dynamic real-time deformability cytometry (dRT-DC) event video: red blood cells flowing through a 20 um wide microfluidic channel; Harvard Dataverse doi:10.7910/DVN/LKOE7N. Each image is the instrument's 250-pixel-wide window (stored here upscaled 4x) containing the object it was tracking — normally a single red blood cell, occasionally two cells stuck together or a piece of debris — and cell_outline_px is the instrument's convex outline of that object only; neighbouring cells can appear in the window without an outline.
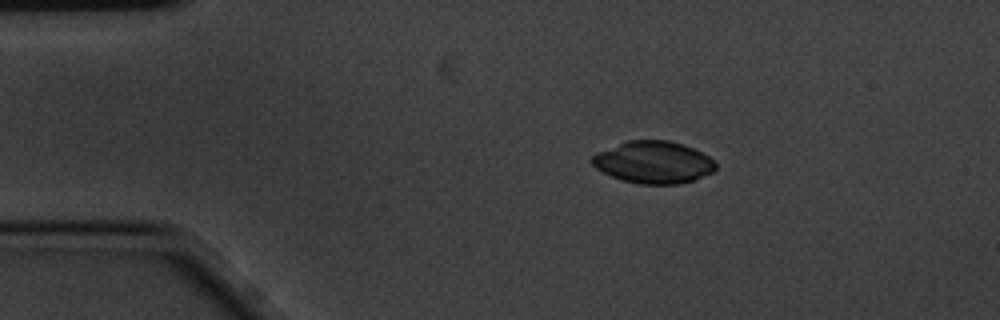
{"species": "common noctule bat (a hibernating species)", "species_latin": "Nyctalus noctula", "temperature_condition": "cold", "stored_images_in_passage": 2, "camera_frame_rate_fps": 3000, "um_per_image_px": 0.085, "animal": {"sex": "male", "body_mass_g": 20.1, "forearm_length_mm": 53.5}, "frame": {"image": 1, "passage_image": 1, "time_ms": 0.0, "image_size_px": [1000, 320], "cell_outline_px": [[716, 168], [712, 172], [692, 180], [676, 184], [640, 184], [624, 180], [612, 176], [596, 168], [588, 160], [596, 152], [628, 140], [668, 140], [692, 148], [708, 156], [716, 164]], "centroid_in_image_um": [55.5, 13.79], "position_along_channel_um": 29.5, "area_um2": 30.06}}